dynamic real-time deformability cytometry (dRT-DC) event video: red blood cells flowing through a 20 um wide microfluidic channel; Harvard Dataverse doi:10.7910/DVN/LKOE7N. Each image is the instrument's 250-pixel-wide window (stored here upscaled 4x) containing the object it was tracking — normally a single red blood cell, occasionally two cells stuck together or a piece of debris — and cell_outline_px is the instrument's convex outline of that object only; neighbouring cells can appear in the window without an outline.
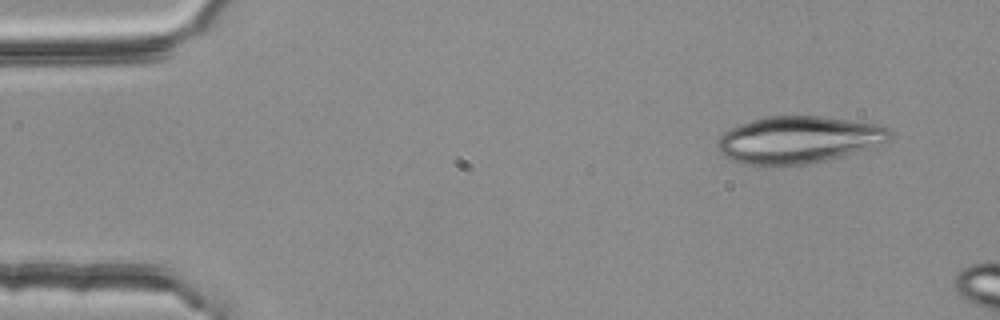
{"species": "common noctule bat (a hibernating species)", "species_latin": "Nyctalus noctula", "temperature_condition": "room temperature", "stored_images_in_passage": 3, "camera_frame_rate_fps": 3000, "um_per_image_px": 0.085, "animal": {"sex": "female", "body_mass_g": 25.1}, "frame": {"image": 1, "passage_image": 1, "time_ms": 0.0, "image_size_px": [1000, 320], "cell_outline_px": [[892, 132], [888, 140], [868, 148], [828, 160], [804, 164], [748, 164], [732, 160], [724, 156], [716, 148], [716, 144], [720, 136], [724, 132], [732, 128], [752, 120], [768, 116], [824, 116], [880, 124], [888, 128]], "centroid_in_image_um": [67.88, 11.86], "position_along_channel_um": 17.1, "area_um2": 46.82}}